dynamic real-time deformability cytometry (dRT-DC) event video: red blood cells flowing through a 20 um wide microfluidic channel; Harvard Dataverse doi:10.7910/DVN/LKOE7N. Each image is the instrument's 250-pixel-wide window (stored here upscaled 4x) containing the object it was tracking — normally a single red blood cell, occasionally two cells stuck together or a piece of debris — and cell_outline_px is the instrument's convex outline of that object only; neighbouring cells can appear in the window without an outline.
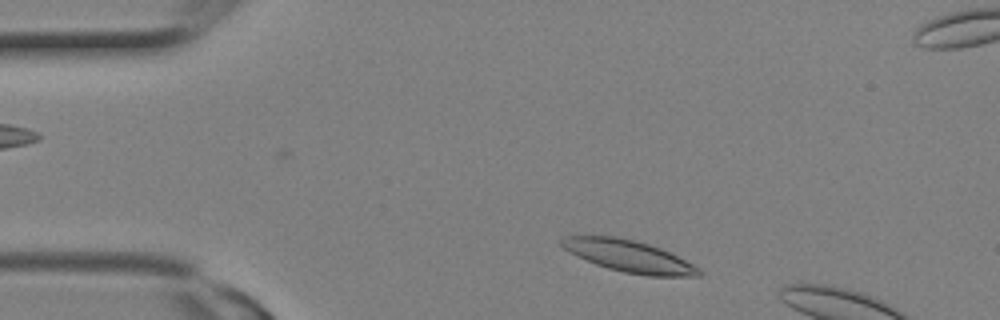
{"species": "Egyptian fruit bat (a non-hibernating species)", "species_latin": "Rousettus aegyptiacus", "temperature_condition": "room temperature", "stored_images_in_passage": 3, "camera_frame_rate_fps": 3000, "um_per_image_px": 0.085, "animal": {"sex": "female"}, "frame": {"image": 1, "passage_image": 1, "time_ms": 0.0, "image_size_px": [1000, 320], "cell_outline_px": [[704, 276], [648, 276], [624, 272], [608, 268], [596, 264], [576, 256], [568, 252], [560, 244], [560, 240], [564, 236], [616, 236], [648, 244], [660, 248], [700, 268], [704, 272]], "centroid_in_image_um": [53.45, 21.78], "position_along_channel_um": 31.5, "area_um2": 25.32}}